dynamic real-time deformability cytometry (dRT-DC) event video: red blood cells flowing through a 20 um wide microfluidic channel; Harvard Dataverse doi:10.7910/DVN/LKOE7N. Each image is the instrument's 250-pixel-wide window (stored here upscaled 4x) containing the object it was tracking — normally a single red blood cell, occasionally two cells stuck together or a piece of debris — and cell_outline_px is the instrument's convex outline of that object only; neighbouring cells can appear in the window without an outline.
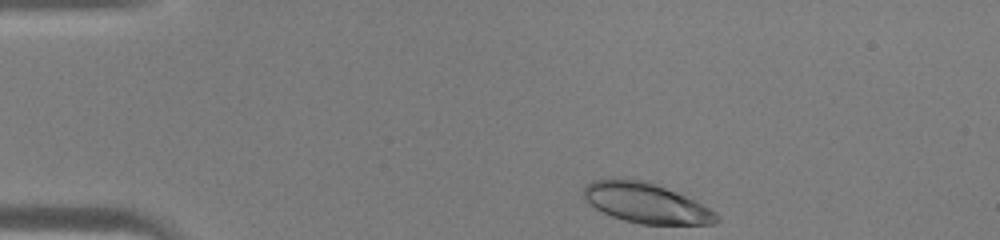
{"species": "human", "species_latin": "Homo sapiens", "temperature_condition": "warm", "stored_images_in_passage": 38, "camera_frame_rate_fps": 3000, "um_per_image_px": 0.085, "donor": {"sex": "male"}, "frame": {"image": 1, "passage_image": 1, "time_ms": 0.0, "image_size_px": [1000, 240], "cell_outline_px": [[720, 220], [716, 224], [640, 224], [624, 220], [612, 216], [596, 208], [584, 200], [584, 188], [592, 180], [616, 176], [648, 180], [676, 192], [716, 212], [720, 216]], "centroid_in_image_um": [54.88, 17.22], "position_along_channel_um": 30.1, "area_um2": 31.33}}
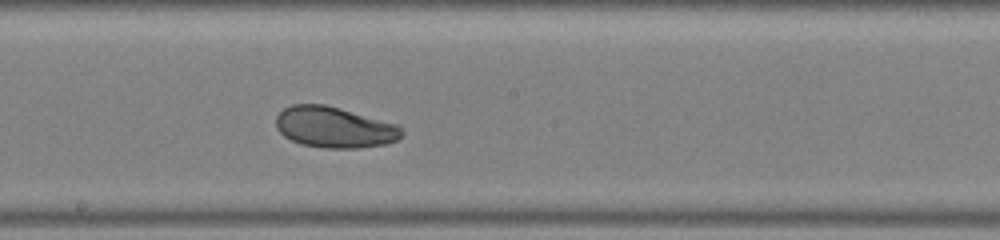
{"frame": {"image": 2, "passage_image": 18, "time_ms": 5.667, "image_size_px": [1000, 240], "cell_outline_px": [[404, 132], [396, 140], [384, 144], [356, 148], [324, 148], [300, 144], [284, 136], [276, 128], [276, 116], [284, 108], [292, 104], [324, 104], [340, 108], [400, 124]], "centroid_in_image_um": [28.43, 10.81], "position_along_channel_um": 219.8, "area_um2": 30.17}}
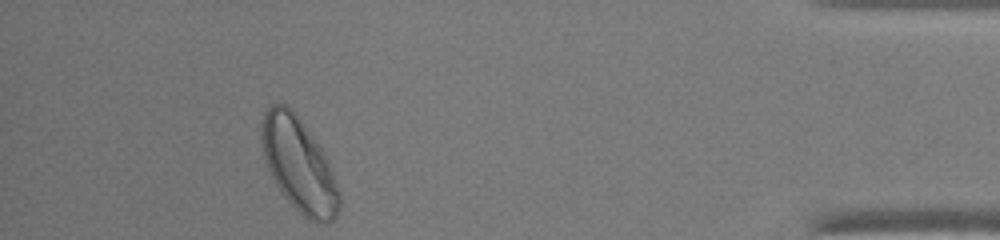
{"frame": {"image": 3, "passage_image": 34, "time_ms": 11.0, "image_size_px": [1000, 240], "cell_outline_px": [[340, 208], [336, 216], [332, 220], [316, 224], [308, 220], [284, 196], [276, 184], [264, 160], [260, 136], [260, 124], [264, 112], [272, 104], [284, 104], [296, 112], [328, 160], [340, 192]], "centroid_in_image_um": [25.39, 14.0], "position_along_channel_um": 409.8, "area_um2": 42.43}}